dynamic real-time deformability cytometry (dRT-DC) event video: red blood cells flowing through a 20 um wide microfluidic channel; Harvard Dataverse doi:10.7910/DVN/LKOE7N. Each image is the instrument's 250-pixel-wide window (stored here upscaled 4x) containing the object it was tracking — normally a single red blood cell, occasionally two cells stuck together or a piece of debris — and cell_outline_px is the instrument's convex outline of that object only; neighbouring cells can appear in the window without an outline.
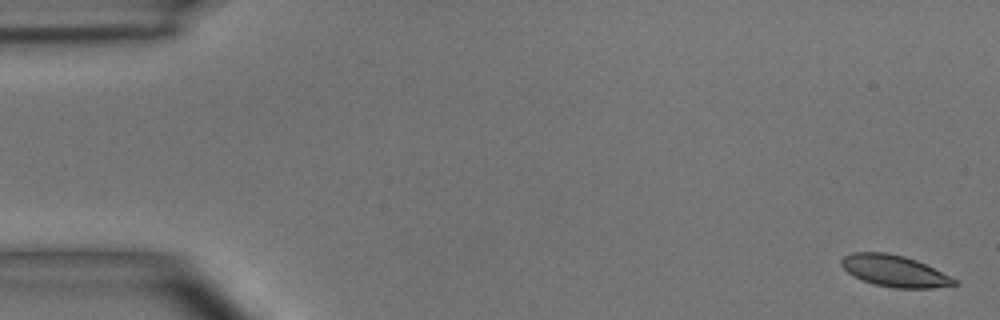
{"species": "common noctule bat (a hibernating species)", "species_latin": "Nyctalus noctula", "temperature_condition": "room temperature", "stored_images_in_passage": 5, "camera_frame_rate_fps": 3000, "um_per_image_px": 0.085, "animal": {"sex": "male", "body_mass_g": 15.6}, "frame": {"image": 1, "passage_image": 1, "time_ms": 0.0, "image_size_px": [1000, 320], "cell_outline_px": [[960, 284], [932, 288], [892, 288], [872, 284], [848, 272], [840, 264], [840, 260], [844, 256], [852, 252], [888, 252], [904, 256], [916, 260], [960, 280]], "centroid_in_image_um": [76.07, 23.03], "position_along_channel_um": 8.9, "area_um2": 20.87}}